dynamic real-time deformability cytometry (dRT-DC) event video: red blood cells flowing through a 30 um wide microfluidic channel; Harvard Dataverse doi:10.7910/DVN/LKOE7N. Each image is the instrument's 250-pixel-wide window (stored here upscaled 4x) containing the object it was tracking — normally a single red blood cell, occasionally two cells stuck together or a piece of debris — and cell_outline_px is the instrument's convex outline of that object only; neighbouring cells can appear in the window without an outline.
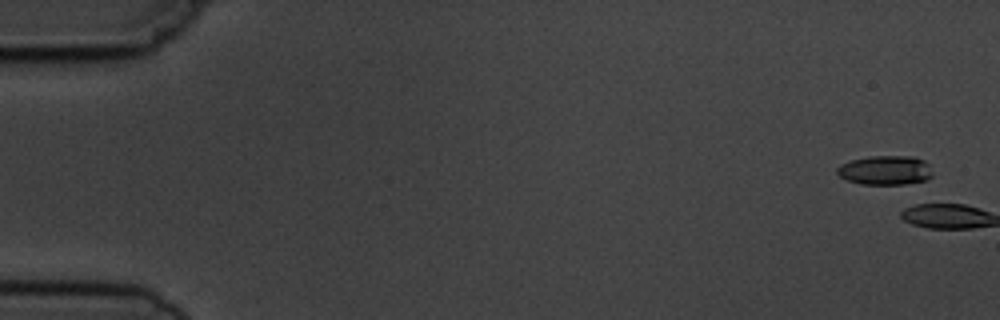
{"species": "common noctule bat (a hibernating species)", "species_latin": "Nyctalus noctula", "temperature_condition": "cold", "stored_images_in_passage": 5, "camera_frame_rate_fps": 3000, "um_per_image_px": 0.085, "animal": {"sex": "male", "body_mass_g": 19.5, "forearm_length_mm": 54.6}, "frame": {"image": 1, "passage_image": 1, "time_ms": 0.0, "image_size_px": [1000, 320], "cell_outline_px": [[932, 176], [928, 180], [904, 184], [860, 184], [848, 180], [840, 176], [836, 172], [836, 168], [840, 164], [852, 160], [868, 156], [916, 156], [924, 160], [928, 164], [932, 172]], "centroid_in_image_um": [75.27, 14.46], "position_along_channel_um": 9.7, "area_um2": 16.42}}